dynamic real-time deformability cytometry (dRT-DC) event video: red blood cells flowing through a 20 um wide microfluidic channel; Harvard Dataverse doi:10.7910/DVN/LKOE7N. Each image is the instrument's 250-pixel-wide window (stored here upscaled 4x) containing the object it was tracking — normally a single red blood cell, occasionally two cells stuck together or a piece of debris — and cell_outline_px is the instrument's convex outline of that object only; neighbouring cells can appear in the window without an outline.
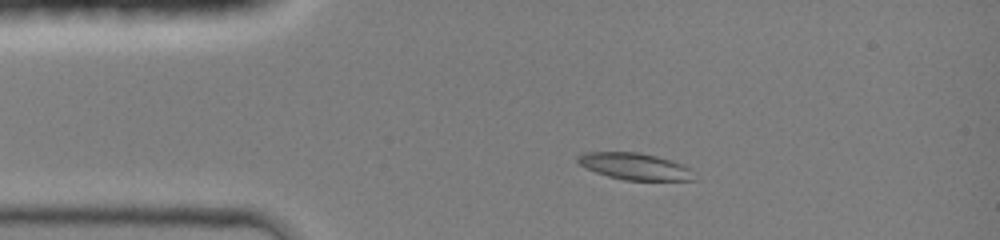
{"species": "common noctule bat (a hibernating species)", "species_latin": "Nyctalus noctula", "temperature_condition": "room temperature", "stored_images_in_passage": 43, "camera_frame_rate_fps": 3000, "um_per_image_px": 0.085, "animal": {"sex": "female", "body_mass_g": 19.0, "forearm_length_mm": 51.5}, "frame": {"image": 1, "passage_image": 8, "time_ms": 2.333, "image_size_px": [1000, 240], "cell_outline_px": [[700, 180], [624, 180], [608, 176], [596, 172], [580, 164], [576, 160], [576, 156], [584, 152], [640, 152], [672, 160], [684, 164], [692, 168]], "centroid_in_image_um": [54.06, 14.14], "position_along_channel_um": 30.9, "area_um2": 18.44}}
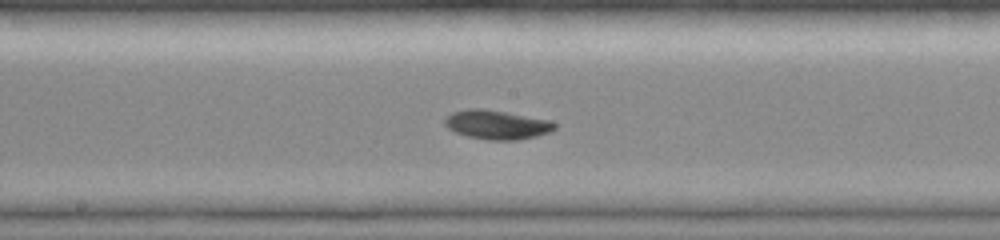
{"frame": {"image": 2, "passage_image": 23, "time_ms": 7.333, "image_size_px": [1000, 240], "cell_outline_px": [[556, 128], [552, 132], [536, 136], [516, 140], [488, 140], [468, 136], [456, 132], [448, 128], [444, 124], [444, 120], [452, 112], [468, 108], [484, 108], [552, 120], [556, 124]], "centroid_in_image_um": [42.26, 10.59], "position_along_channel_um": 205.9, "area_um2": 18.79}}
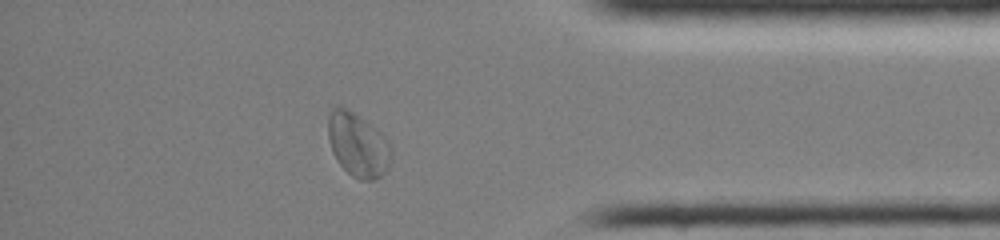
{"frame": {"image": 3, "passage_image": 38, "time_ms": 12.333, "image_size_px": [1000, 240], "cell_outline_px": [[392, 156], [384, 172], [380, 176], [372, 180], [360, 180], [352, 176], [336, 160], [332, 152], [328, 140], [328, 116], [332, 108], [348, 108], [376, 128], [388, 140], [392, 148]], "centroid_in_image_um": [30.41, 12.31], "position_along_channel_um": 404.8, "area_um2": 23.47}, "authors_computed_cell_mechanics": {"area_um2": 18.0914, "velocity_mm_per_s": 4.2271, "shape_relaxation_time_tau1_ms": 3.6626, "shape_relaxation_time_tau2_ms": null, "deformation_change_tau1": 0.1345, "deformation_change_tau2": null}}